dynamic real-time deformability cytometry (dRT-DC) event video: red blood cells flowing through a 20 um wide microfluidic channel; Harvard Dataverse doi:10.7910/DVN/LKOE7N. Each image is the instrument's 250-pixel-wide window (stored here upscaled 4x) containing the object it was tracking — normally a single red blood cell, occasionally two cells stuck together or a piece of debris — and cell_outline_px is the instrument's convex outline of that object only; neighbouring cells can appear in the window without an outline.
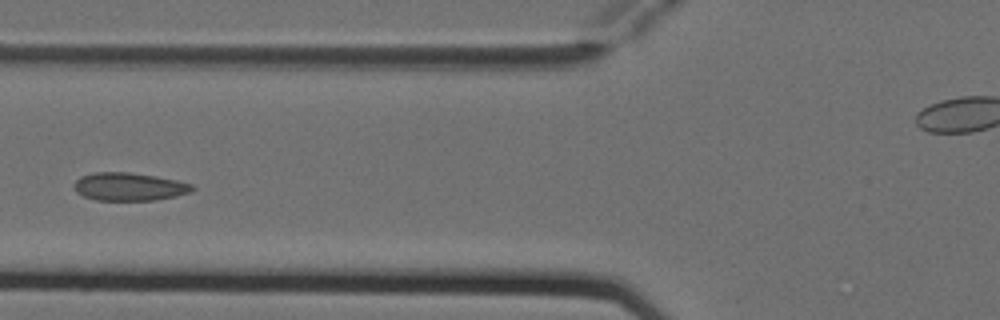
{"species": "Egyptian fruit bat (a non-hibernating species)", "species_latin": "Rousettus aegyptiacus", "temperature_condition": "cold", "stored_images_in_passage": 6, "camera_frame_rate_fps": 3000, "um_per_image_px": 0.085, "animal": {"sex": "female"}, "frame": {"image": 1, "passage_image": 5, "time_ms": 1.333, "image_size_px": [1000, 320], "cell_outline_px": [[196, 188], [192, 192], [176, 196], [156, 200], [96, 200], [84, 196], [76, 192], [72, 188], [72, 184], [80, 176], [92, 172], [132, 172], [156, 176], [176, 180], [192, 184]], "centroid_in_image_um": [10.96, 15.86], "position_along_channel_um": 114.8, "area_um2": 19.59}}
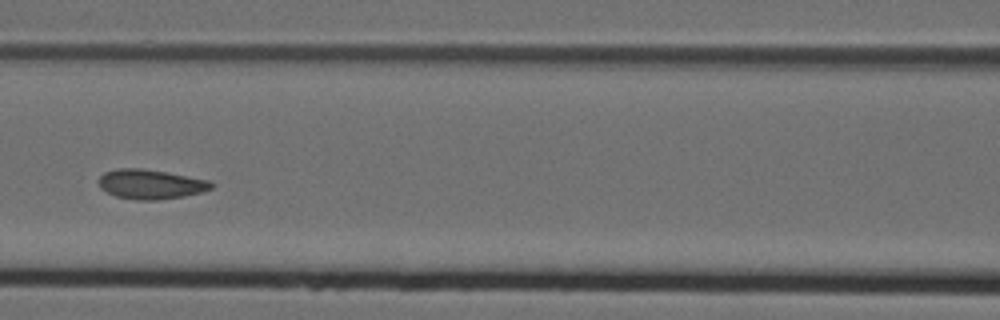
{"frame": {"image": 2, "passage_image": 6, "time_ms": 1.667, "image_size_px": [1000, 320], "cell_outline_px": [[216, 184], [212, 188], [200, 192], [184, 196], [156, 200], [136, 200], [116, 196], [100, 188], [96, 180], [104, 172], [116, 168], [140, 168], [164, 172], [208, 180]], "centroid_in_image_um": [12.76, 15.65], "position_along_channel_um": 153.8, "area_um2": 19.36}}